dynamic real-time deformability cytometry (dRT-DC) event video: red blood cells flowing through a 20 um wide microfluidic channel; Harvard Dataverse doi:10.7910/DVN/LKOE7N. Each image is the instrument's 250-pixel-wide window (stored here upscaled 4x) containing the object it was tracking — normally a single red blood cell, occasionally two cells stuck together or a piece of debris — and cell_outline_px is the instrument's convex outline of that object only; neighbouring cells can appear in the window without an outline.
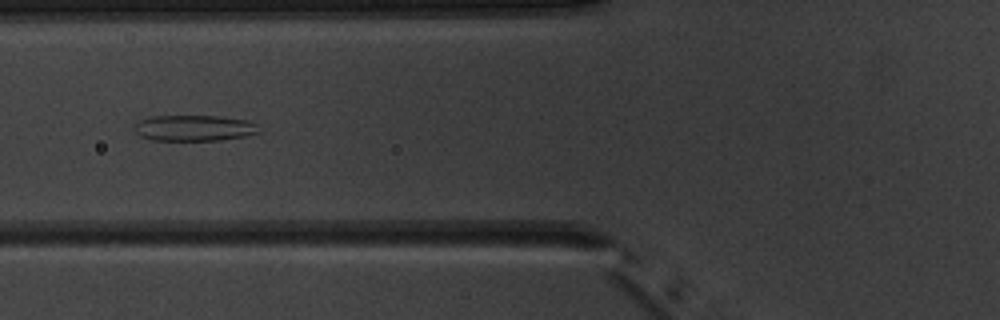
{"species": "common noctule bat (a hibernating species)", "species_latin": "Nyctalus noctula", "temperature_condition": "warm", "stored_images_in_passage": 7, "camera_frame_rate_fps": 3000, "um_per_image_px": 0.085, "animal": {"sex": "male", "body_mass_g": 20.1, "forearm_length_mm": 53.5}, "frame": {"image": 1, "passage_image": 7, "time_ms": 8.0, "image_size_px": [1000, 320], "cell_outline_px": [[260, 132], [244, 136], [220, 140], [152, 140], [140, 136], [136, 132], [136, 124], [140, 120], [152, 116], [220, 116], [248, 120], [256, 124]], "centroid_in_image_um": [16.52, 10.88], "position_along_channel_um": 109.3, "area_um2": 18.67}}